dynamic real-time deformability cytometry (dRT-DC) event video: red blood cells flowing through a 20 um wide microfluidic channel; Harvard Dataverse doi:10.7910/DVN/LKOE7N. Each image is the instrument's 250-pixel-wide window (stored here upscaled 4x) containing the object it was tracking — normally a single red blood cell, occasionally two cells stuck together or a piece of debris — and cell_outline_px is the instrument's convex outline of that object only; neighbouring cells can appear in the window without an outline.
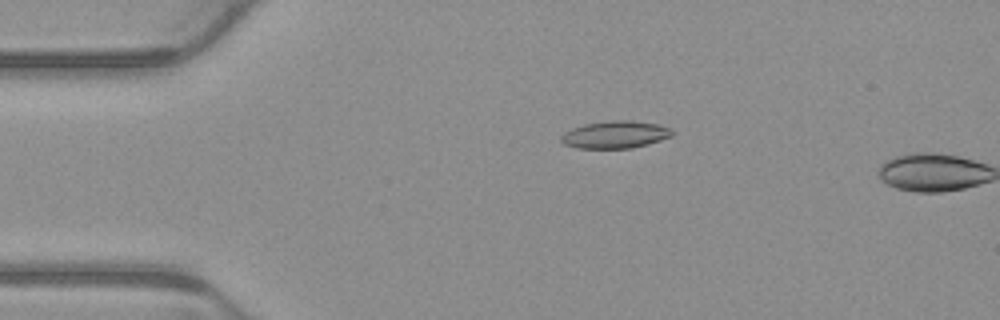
{"species": "common noctule bat (a hibernating species)", "species_latin": "Nyctalus noctula", "temperature_condition": "warm", "stored_images_in_passage": 2, "camera_frame_rate_fps": 3000, "um_per_image_px": 0.085, "animal": {"sex": "male", "body_mass_g": 23.1, "forearm_length_mm": 52.7}, "frame": {"image": 1, "passage_image": 1, "time_ms": 0.0, "image_size_px": [1000, 320], "cell_outline_px": [[676, 132], [672, 136], [648, 144], [632, 148], [576, 148], [564, 144], [560, 140], [560, 136], [564, 132], [572, 128], [584, 124], [612, 120], [632, 120], [656, 124], [672, 128]], "centroid_in_image_um": [52.3, 11.44], "position_along_channel_um": 32.7, "area_um2": 17.86}}